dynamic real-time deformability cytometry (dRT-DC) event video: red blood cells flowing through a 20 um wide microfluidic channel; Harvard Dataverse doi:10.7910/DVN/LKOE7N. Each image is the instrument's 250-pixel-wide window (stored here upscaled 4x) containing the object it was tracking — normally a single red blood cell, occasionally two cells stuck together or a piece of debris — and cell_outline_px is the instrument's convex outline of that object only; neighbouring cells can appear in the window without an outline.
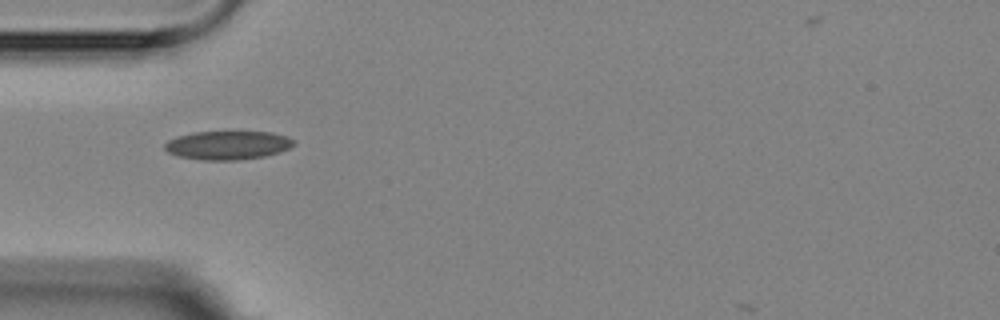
{"species": "Egyptian fruit bat (a non-hibernating species)", "species_latin": "Rousettus aegyptiacus", "temperature_condition": "room temperature", "stored_images_in_passage": 12, "camera_frame_rate_fps": 3000, "um_per_image_px": 0.085, "animal": {"sex": "female"}, "frame": {"image": 1, "passage_image": 1, "time_ms": 0.0, "image_size_px": [1000, 320], "cell_outline_px": [[296, 144], [280, 152], [264, 156], [236, 160], [200, 160], [176, 156], [168, 152], [164, 148], [164, 144], [168, 140], [176, 136], [192, 132], [272, 132], [288, 136], [296, 140]], "centroid_in_image_um": [19.35, 12.34], "position_along_channel_um": 65.6, "area_um2": 21.79}}
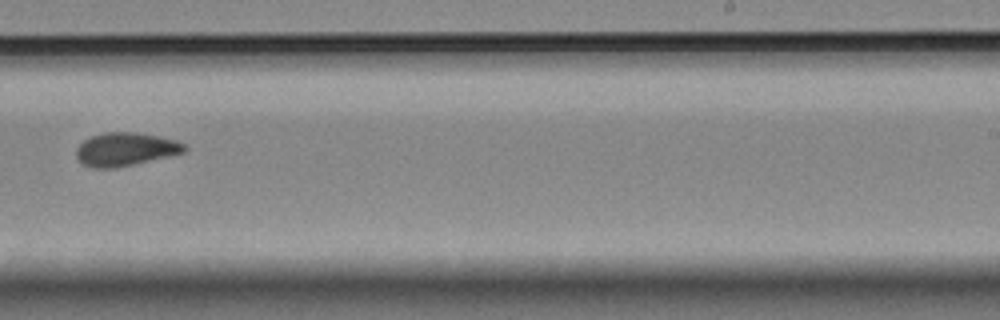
{"frame": {"image": 2, "passage_image": 6, "time_ms": 6.0, "image_size_px": [1000, 320], "cell_outline_px": [[188, 148], [184, 152], [168, 156], [116, 168], [92, 168], [84, 164], [76, 156], [76, 148], [84, 140], [92, 136], [104, 132], [136, 132], [160, 136], [176, 140], [184, 144]], "centroid_in_image_um": [10.66, 12.68], "position_along_channel_um": 278.3, "area_um2": 20.92}}
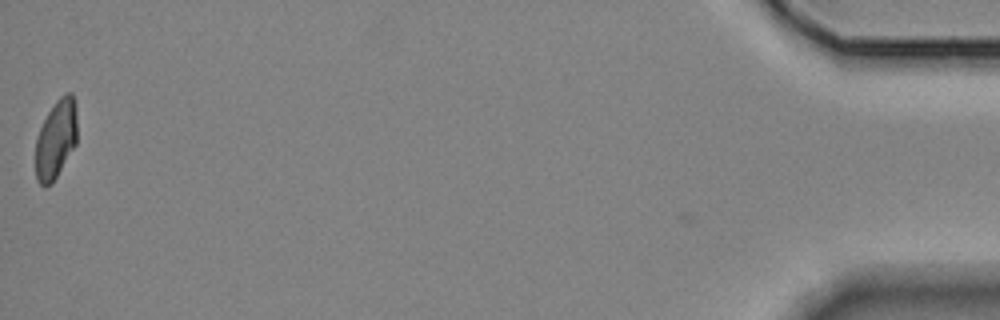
{"frame": {"image": 3, "passage_image": 12, "time_ms": 13.0, "image_size_px": [1000, 320], "cell_outline_px": [[76, 144], [52, 184], [44, 188], [36, 180], [36, 136], [48, 112], [56, 100], [64, 92], [72, 92], [76, 104]], "centroid_in_image_um": [4.75, 11.83], "position_along_channel_um": 430.4, "area_um2": 19.25}, "authors_computed_cell_mechanics": {"area_um2": 20.4612, "velocity_mm_per_s": 3.5483, "shape_relaxation_time_tau1_ms": null, "shape_relaxation_time_tau2_ms": 1.3487, "deformation_change_tau1": null, "deformation_change_tau2": 0.0427}}